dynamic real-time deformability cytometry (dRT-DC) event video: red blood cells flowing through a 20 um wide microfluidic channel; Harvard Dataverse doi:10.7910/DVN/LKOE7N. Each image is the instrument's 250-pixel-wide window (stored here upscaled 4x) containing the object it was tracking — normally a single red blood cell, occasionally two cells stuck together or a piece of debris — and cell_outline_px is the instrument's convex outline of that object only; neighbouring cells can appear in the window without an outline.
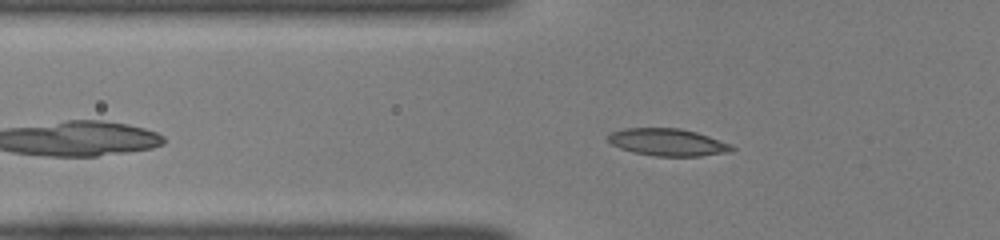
{"species": "common noctule bat (a hibernating species)", "species_latin": "Nyctalus noctula", "temperature_condition": "room temperature", "stored_images_in_passage": 39, "camera_frame_rate_fps": 3000, "um_per_image_px": 0.085, "animal": {"sex": "female", "body_mass_g": 22.0, "forearm_length_mm": 56.7}, "frame": {"image": 1, "passage_image": 7, "time_ms": 2.0, "image_size_px": [1000, 240], "cell_outline_px": [[736, 148], [728, 152], [700, 156], [656, 156], [636, 152], [620, 148], [612, 144], [608, 140], [608, 136], [612, 132], [624, 128], [680, 128], [696, 132], [732, 144]], "centroid_in_image_um": [56.78, 12.08], "position_along_channel_um": 69.0, "area_um2": 19.48}}
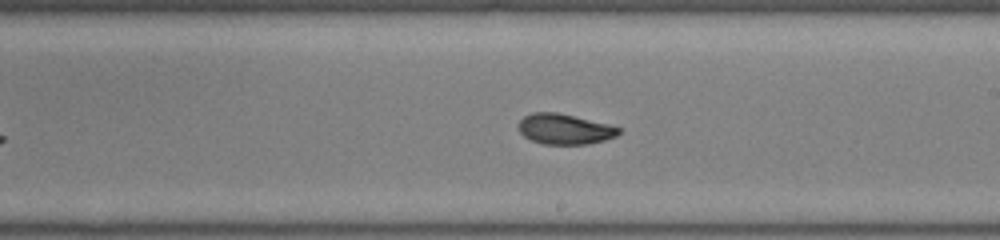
{"frame": {"image": 2, "passage_image": 20, "time_ms": 6.333, "image_size_px": [1000, 240], "cell_outline_px": [[624, 128], [616, 136], [604, 140], [588, 144], [544, 144], [532, 140], [524, 136], [520, 132], [516, 124], [524, 116], [532, 112], [556, 112], [608, 124]], "centroid_in_image_um": [47.99, 10.97], "position_along_channel_um": 241.0, "area_um2": 17.8}}
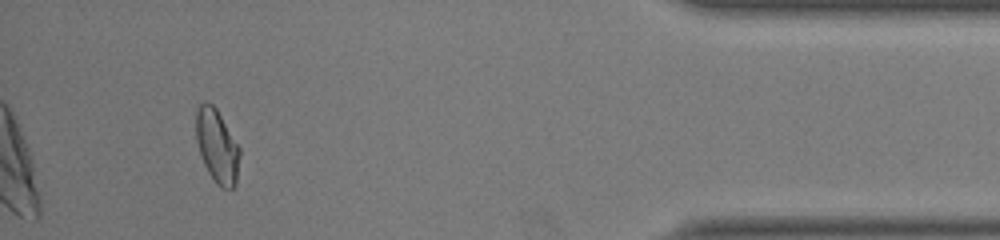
{"frame": {"image": 3, "passage_image": 36, "time_ms": 11.667, "image_size_px": [1000, 240], "cell_outline_px": [[240, 156], [236, 184], [232, 188], [220, 188], [216, 184], [208, 172], [204, 164], [196, 140], [196, 112], [200, 104], [204, 100], [212, 104], [216, 108], [240, 148]], "centroid_in_image_um": [18.45, 12.43], "position_along_channel_um": 416.7, "area_um2": 18.67}, "authors_computed_cell_mechanics": {"area_um2": 18.207, "velocity_mm_per_s": 4.0888, "shape_relaxation_time_tau1_ms": 4.6933, "shape_relaxation_time_tau2_ms": 1.3948, "deformation_change_tau1": 0.1884, "deformation_change_tau2": 0.0617}}